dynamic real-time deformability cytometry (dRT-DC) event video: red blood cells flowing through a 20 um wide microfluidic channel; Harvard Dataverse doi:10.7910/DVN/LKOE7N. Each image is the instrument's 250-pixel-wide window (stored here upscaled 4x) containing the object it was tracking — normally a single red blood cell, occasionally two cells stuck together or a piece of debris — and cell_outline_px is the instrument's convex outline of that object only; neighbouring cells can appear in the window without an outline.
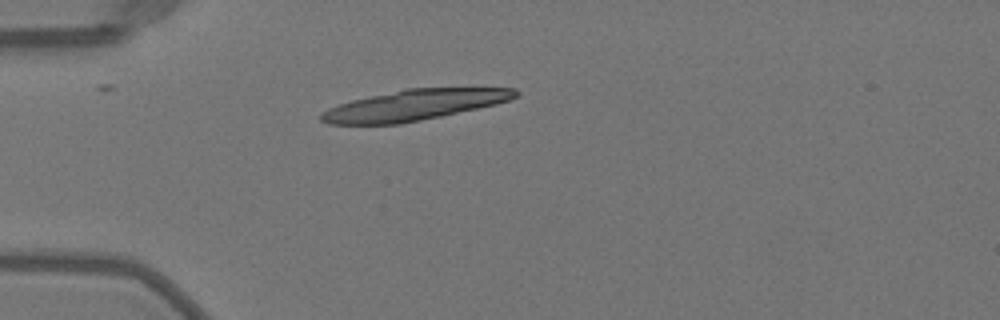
{"species": "Egyptian fruit bat (a non-hibernating species)", "species_latin": "Rousettus aegyptiacus", "temperature_condition": "warm", "stored_images_in_passage": 5, "camera_frame_rate_fps": 3000, "um_per_image_px": 0.085, "animal": {"sex": "female"}, "frame": {"image": 1, "passage_image": 1, "time_ms": 0.0, "image_size_px": [1000, 320], "cell_outline_px": [[520, 92], [516, 96], [508, 100], [496, 104], [440, 116], [400, 124], [328, 124], [320, 120], [320, 116], [328, 108], [352, 100], [408, 88], [516, 88]], "centroid_in_image_um": [35.21, 8.93], "position_along_channel_um": 49.8, "area_um2": 34.16}}